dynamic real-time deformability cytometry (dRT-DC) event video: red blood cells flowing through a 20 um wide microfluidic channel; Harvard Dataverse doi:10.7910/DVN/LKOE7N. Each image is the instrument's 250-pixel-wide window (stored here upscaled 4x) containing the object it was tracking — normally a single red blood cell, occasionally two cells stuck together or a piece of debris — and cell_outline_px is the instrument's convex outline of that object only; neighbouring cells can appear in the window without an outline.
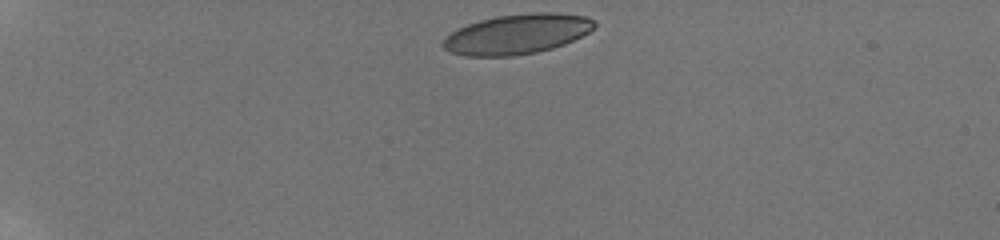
{"species": "human", "species_latin": "Homo sapiens", "temperature_condition": "room temperature", "stored_images_in_passage": 40, "camera_frame_rate_fps": 3000, "um_per_image_px": 0.085, "donor": {"sex": "male"}, "frame": {"image": 1, "passage_image": 1, "time_ms": 0.0, "image_size_px": [1000, 240], "cell_outline_px": [[596, 24], [588, 32], [564, 44], [552, 48], [536, 52], [512, 56], [464, 56], [448, 52], [440, 44], [452, 32], [468, 24], [480, 20], [496, 16], [528, 12], [552, 12], [584, 16], [592, 20]], "centroid_in_image_um": [43.91, 2.9], "position_along_channel_um": 41.1, "area_um2": 35.03}}
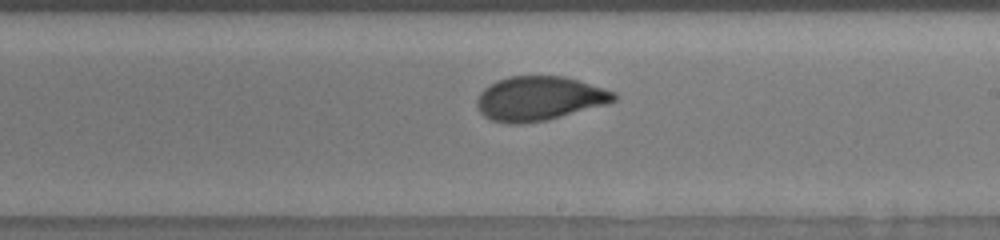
{"frame": {"image": 2, "passage_image": 23, "time_ms": 7.333, "image_size_px": [1000, 240], "cell_outline_px": [[616, 100], [608, 104], [544, 120], [520, 124], [508, 124], [492, 120], [484, 116], [480, 112], [476, 104], [476, 100], [480, 92], [484, 88], [496, 80], [508, 76], [564, 76], [580, 80], [616, 92]], "centroid_in_image_um": [45.83, 8.36], "position_along_channel_um": 243.2, "area_um2": 35.37}}
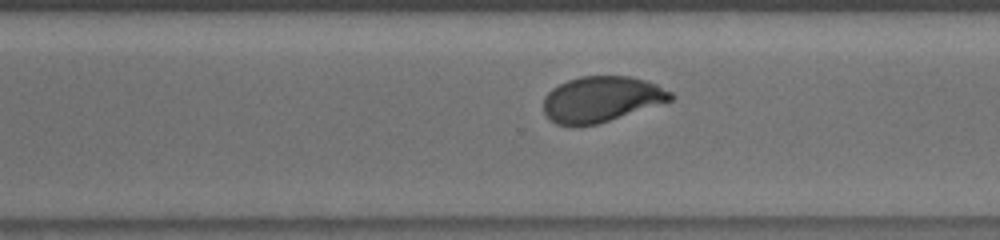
{"frame": {"image": 3, "passage_image": 29, "time_ms": 9.333, "image_size_px": [1000, 240], "cell_outline_px": [[676, 96], [672, 100], [596, 124], [556, 124], [544, 112], [544, 96], [552, 88], [568, 80], [580, 76], [628, 76], [644, 80], [656, 84], [672, 92]], "centroid_in_image_um": [51.13, 8.4], "position_along_channel_um": 319.5, "area_um2": 33.23}, "authors_computed_cell_mechanics": {"area_um2": 35.2002, "velocity_mm_per_s": 3.8273, "shape_relaxation_time_tau1_ms": 6.8209, "shape_relaxation_time_tau2_ms": 0.7194, "deformation_change_tau1": 0.1827, "deformation_change_tau2": 0.0588}}